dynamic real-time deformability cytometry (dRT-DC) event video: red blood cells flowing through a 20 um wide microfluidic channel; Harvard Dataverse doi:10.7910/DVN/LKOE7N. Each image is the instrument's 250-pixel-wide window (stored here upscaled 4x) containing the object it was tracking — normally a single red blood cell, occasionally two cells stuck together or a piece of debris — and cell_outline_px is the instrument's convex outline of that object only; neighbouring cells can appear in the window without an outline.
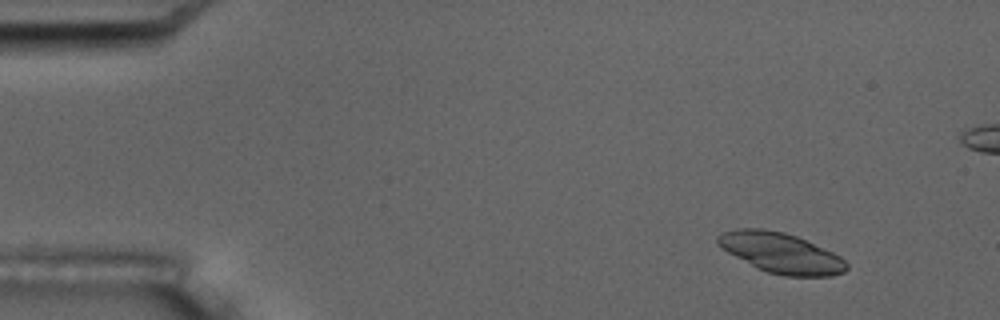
{"species": "common noctule bat (a hibernating species)", "species_latin": "Nyctalus noctula", "temperature_condition": "room temperature", "stored_images_in_passage": 7, "camera_frame_rate_fps": 3000, "um_per_image_px": 0.085, "animal": {"sex": "male", "body_mass_g": 17.5, "forearm_length_mm": 52.3}, "frame": {"image": 1, "passage_image": 2, "time_ms": 1.333, "image_size_px": [1000, 320], "cell_outline_px": [[848, 268], [844, 272], [832, 276], [784, 276], [768, 272], [756, 268], [728, 252], [716, 244], [716, 236], [724, 232], [736, 228], [764, 228], [784, 232], [796, 236], [832, 252], [840, 256], [848, 264]], "centroid_in_image_um": [66.36, 21.49], "position_along_channel_um": 18.6, "area_um2": 30.17}}